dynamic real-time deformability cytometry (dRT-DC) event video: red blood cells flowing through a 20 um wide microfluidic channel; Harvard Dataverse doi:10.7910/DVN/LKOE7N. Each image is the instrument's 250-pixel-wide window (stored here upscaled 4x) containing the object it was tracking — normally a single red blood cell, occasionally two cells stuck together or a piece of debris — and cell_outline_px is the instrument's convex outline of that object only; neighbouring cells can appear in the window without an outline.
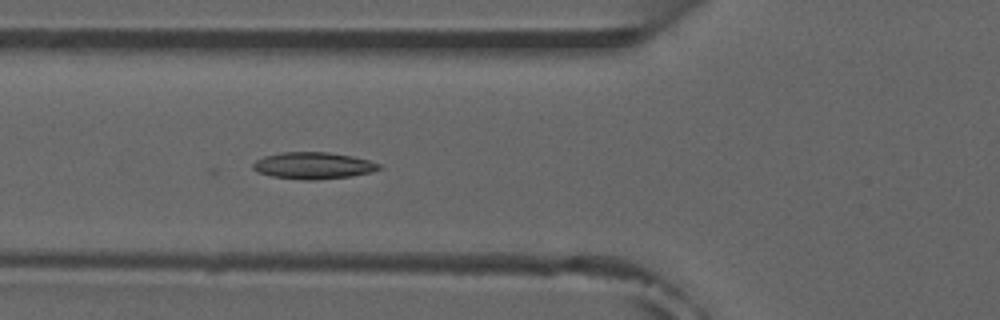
{"species": "common noctule bat (a hibernating species)", "species_latin": "Nyctalus noctula", "temperature_condition": "room temperature", "stored_images_in_passage": 4, "camera_frame_rate_fps": 3000, "um_per_image_px": 0.085, "animal": {"sex": "male", "forearm_length_mm": 52.5}, "frame": {"image": 1, "passage_image": 4, "time_ms": 3.333, "image_size_px": [1000, 320], "cell_outline_px": [[384, 168], [352, 176], [316, 180], [300, 180], [272, 176], [256, 172], [252, 168], [252, 164], [256, 160], [264, 156], [280, 152], [328, 152], [352, 156], [368, 160], [380, 164]], "centroid_in_image_um": [26.6, 14.08], "position_along_channel_um": 99.2, "area_um2": 19.77}}